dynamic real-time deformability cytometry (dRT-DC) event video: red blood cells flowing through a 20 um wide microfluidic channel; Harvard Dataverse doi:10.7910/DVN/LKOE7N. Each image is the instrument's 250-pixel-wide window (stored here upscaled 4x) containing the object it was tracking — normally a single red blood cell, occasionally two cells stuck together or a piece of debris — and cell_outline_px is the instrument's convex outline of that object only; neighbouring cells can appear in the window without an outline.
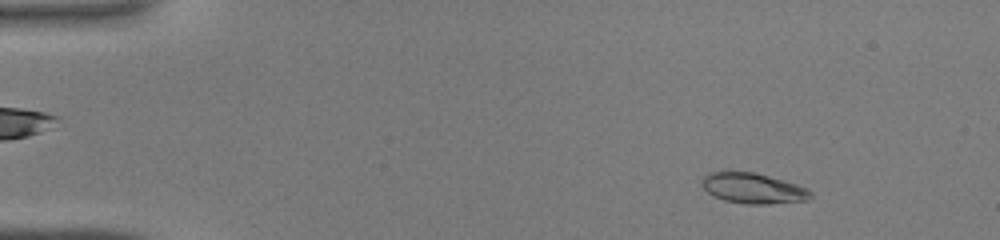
{"species": "common noctule bat (a hibernating species)", "species_latin": "Nyctalus noctula", "temperature_condition": "warm", "stored_images_in_passage": 43, "camera_frame_rate_fps": 3000, "um_per_image_px": 0.085, "animal": {"sex": "male", "body_mass_g": 19.0, "forearm_length_mm": 50.8}, "frame": {"image": 1, "passage_image": 4, "time_ms": 1.0, "image_size_px": [1000, 240], "cell_outline_px": [[812, 196], [808, 200], [768, 204], [748, 204], [724, 200], [712, 196], [700, 184], [700, 180], [708, 172], [756, 172], [784, 180], [808, 188], [812, 192]], "centroid_in_image_um": [64.0, 16.0], "position_along_channel_um": 21.0, "area_um2": 19.42}}
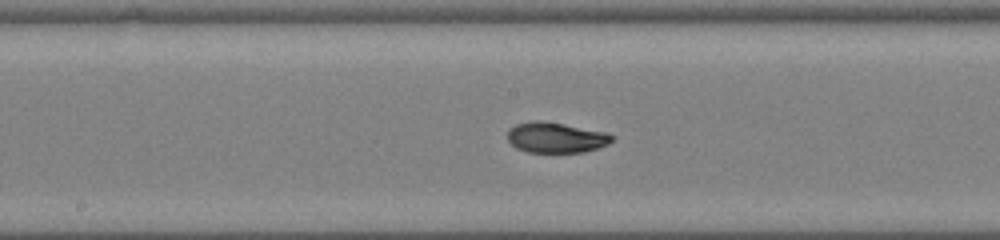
{"frame": {"image": 2, "passage_image": 22, "time_ms": 7.0, "image_size_px": [1000, 240], "cell_outline_px": [[616, 136], [608, 144], [584, 152], [528, 152], [516, 148], [508, 140], [508, 128], [516, 124], [536, 120], [540, 120], [564, 124], [608, 132]], "centroid_in_image_um": [47.26, 11.68], "position_along_channel_um": 200.9, "area_um2": 18.61}}
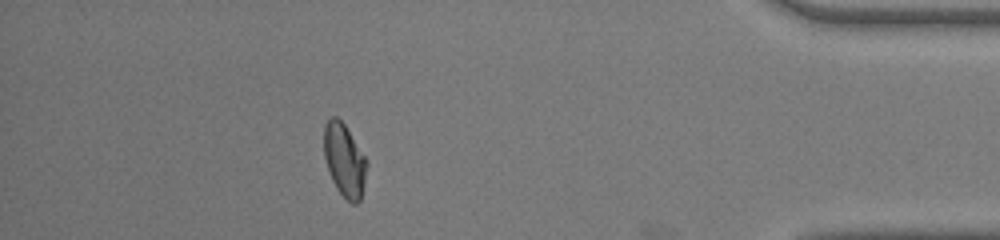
{"frame": {"image": 3, "passage_image": 38, "time_ms": 12.333, "image_size_px": [1000, 240], "cell_outline_px": [[368, 164], [364, 184], [360, 200], [356, 204], [352, 204], [336, 188], [332, 180], [324, 156], [324, 124], [332, 116], [336, 116], [344, 124], [368, 160]], "centroid_in_image_um": [29.29, 13.61], "position_along_channel_um": 405.9, "area_um2": 18.15}}